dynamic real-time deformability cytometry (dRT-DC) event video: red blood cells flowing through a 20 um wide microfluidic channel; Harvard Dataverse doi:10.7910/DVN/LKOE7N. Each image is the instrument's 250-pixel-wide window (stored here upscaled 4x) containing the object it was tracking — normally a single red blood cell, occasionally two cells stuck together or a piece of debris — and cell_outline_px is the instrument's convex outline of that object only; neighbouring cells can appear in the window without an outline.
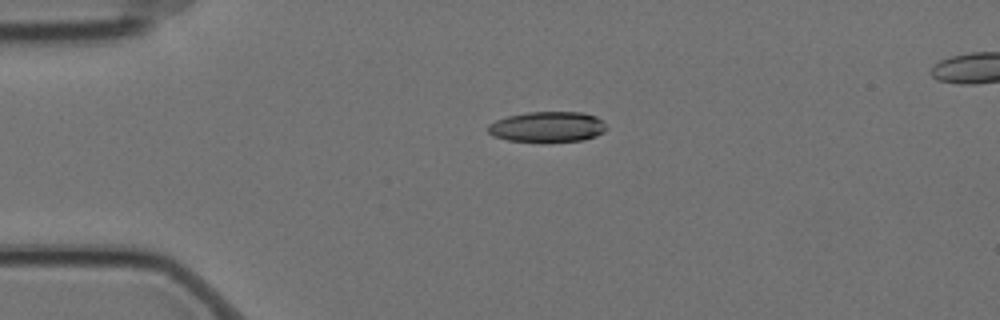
{"species": "Egyptian fruit bat (a non-hibernating species)", "species_latin": "Rousettus aegyptiacus", "temperature_condition": "cold", "stored_images_in_passage": 3, "segment_of_instrument_passage": [1, 2], "camera_frame_rate_fps": 3000, "um_per_image_px": 0.085, "animal": {"sex": "female"}, "frame": {"image": 1, "passage_image": 2, "time_ms": 0.333, "image_size_px": [1000, 320], "cell_outline_px": [[608, 128], [604, 132], [596, 136], [584, 140], [508, 140], [492, 136], [488, 132], [488, 124], [496, 120], [508, 116], [528, 112], [580, 112], [596, 116], [604, 120]], "centroid_in_image_um": [46.57, 10.75], "position_along_channel_um": 38.4, "area_um2": 20.75}}